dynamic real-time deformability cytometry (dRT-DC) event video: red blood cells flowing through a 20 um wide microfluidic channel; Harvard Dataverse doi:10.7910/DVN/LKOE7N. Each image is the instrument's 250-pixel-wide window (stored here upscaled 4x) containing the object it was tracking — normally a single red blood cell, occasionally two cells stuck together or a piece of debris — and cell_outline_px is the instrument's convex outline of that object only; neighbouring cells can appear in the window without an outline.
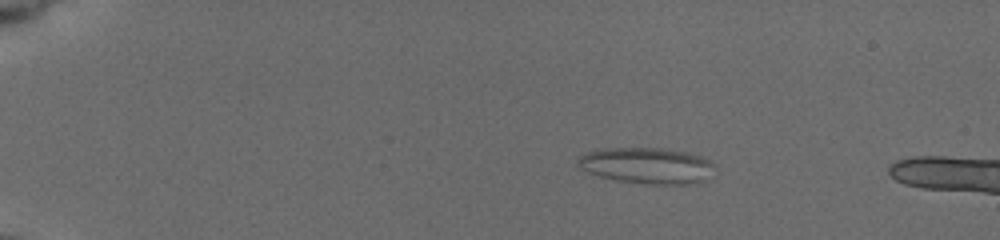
{"species": "common noctule bat (a hibernating species)", "species_latin": "Nyctalus noctula", "temperature_condition": "cold", "stored_images_in_passage": 22, "camera_frame_rate_fps": 3000, "um_per_image_px": 0.085, "animal": {"sex": "female", "body_mass_g": 19.5, "forearm_length_mm": 54.1}, "frame": {"image": 1, "passage_image": 12, "time_ms": 3.0, "image_size_px": [1000, 240], "cell_outline_px": [[716, 168], [700, 180], [688, 184], [644, 184], [616, 180], [600, 176], [588, 172], [580, 168], [576, 160], [580, 156], [588, 152], [604, 148], [660, 148], [684, 152], [700, 156], [708, 160]], "centroid_in_image_um": [54.92, 14.07], "position_along_channel_um": 30.1, "area_um2": 28.32}}